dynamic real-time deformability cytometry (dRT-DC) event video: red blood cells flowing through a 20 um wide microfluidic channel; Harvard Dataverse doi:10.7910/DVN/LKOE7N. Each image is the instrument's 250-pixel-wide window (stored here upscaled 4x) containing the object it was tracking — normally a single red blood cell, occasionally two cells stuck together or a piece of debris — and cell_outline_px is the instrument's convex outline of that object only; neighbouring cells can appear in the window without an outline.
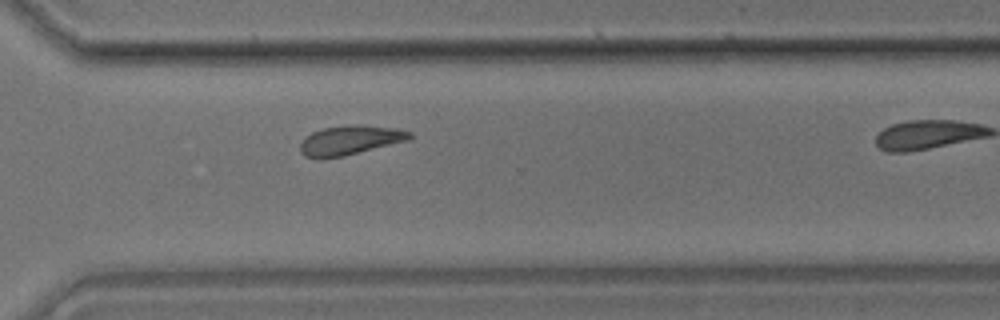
{"species": "common noctule bat (a hibernating species)", "species_latin": "Nyctalus noctula", "temperature_condition": "room temperature", "stored_images_in_passage": 25, "camera_frame_rate_fps": 3000, "um_per_image_px": 0.085, "animal": {"sex": "male", "body_mass_g": 17.9}, "frame": {"image": 1, "passage_image": 22, "time_ms": 7.0, "image_size_px": [1000, 320], "cell_outline_px": [[412, 136], [408, 140], [344, 156], [304, 156], [300, 152], [300, 144], [304, 136], [312, 132], [324, 128], [396, 128], [412, 132]], "centroid_in_image_um": [29.73, 11.95], "position_along_channel_um": 340.9, "area_um2": 17.28}}